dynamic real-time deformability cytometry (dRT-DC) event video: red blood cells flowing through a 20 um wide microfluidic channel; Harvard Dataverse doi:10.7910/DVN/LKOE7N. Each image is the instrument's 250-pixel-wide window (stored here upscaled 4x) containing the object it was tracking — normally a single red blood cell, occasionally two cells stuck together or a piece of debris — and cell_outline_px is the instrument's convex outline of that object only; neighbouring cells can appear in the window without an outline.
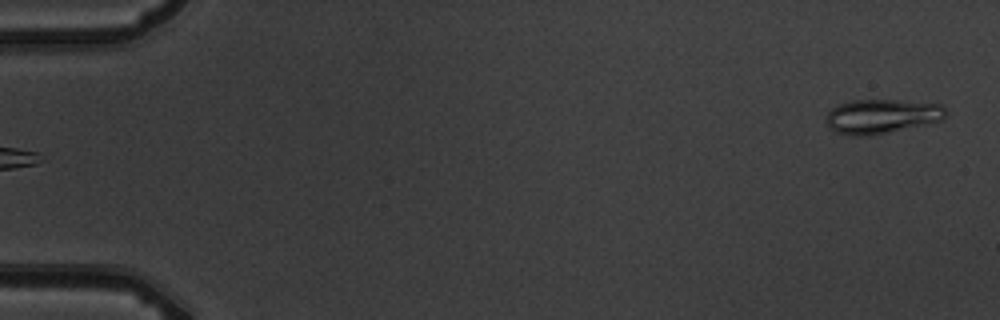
{"species": "common noctule bat (a hibernating species)", "species_latin": "Nyctalus noctula", "temperature_condition": "warm", "stored_images_in_passage": 6, "segment_of_instrument_passage": [2, 2], "camera_frame_rate_fps": 3000, "um_per_image_px": 0.085, "animal": {"sex": "male", "body_mass_g": 19.5, "forearm_length_mm": 54.6}, "frame": {"image": 1, "passage_image": 6, "time_ms": 5.667, "image_size_px": [1000, 320], "cell_outline_px": [[948, 112], [940, 120], [872, 136], [848, 136], [836, 132], [824, 120], [828, 112], [836, 104], [852, 100], [896, 100], [940, 104]], "centroid_in_image_um": [74.88, 9.88], "position_along_channel_um": 10.1, "area_um2": 23.87}}